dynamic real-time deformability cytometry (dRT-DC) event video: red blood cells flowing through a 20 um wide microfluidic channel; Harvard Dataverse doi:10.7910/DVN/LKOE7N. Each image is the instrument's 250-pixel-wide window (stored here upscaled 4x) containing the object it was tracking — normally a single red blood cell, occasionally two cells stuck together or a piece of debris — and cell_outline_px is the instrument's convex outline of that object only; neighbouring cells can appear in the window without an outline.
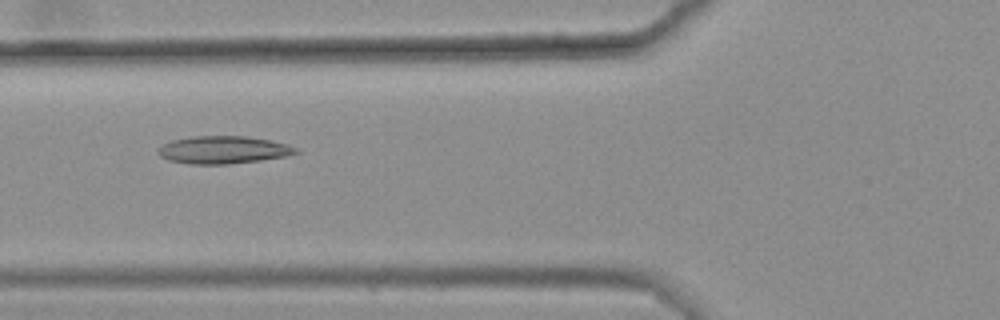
{"species": "common noctule bat (a hibernating species)", "species_latin": "Nyctalus noctula", "temperature_condition": "warm", "stored_images_in_passage": 8, "camera_frame_rate_fps": 3000, "um_per_image_px": 0.085, "animal": {"sex": "female", "body_mass_g": 25.1}, "frame": {"image": 1, "passage_image": 6, "time_ms": 1.667, "image_size_px": [1000, 320], "cell_outline_px": [[300, 152], [284, 156], [260, 160], [228, 164], [188, 164], [168, 160], [160, 156], [156, 152], [164, 144], [172, 140], [192, 136], [248, 136], [288, 144], [296, 148]], "centroid_in_image_um": [18.96, 12.74], "position_along_channel_um": 106.8, "area_um2": 22.08}}
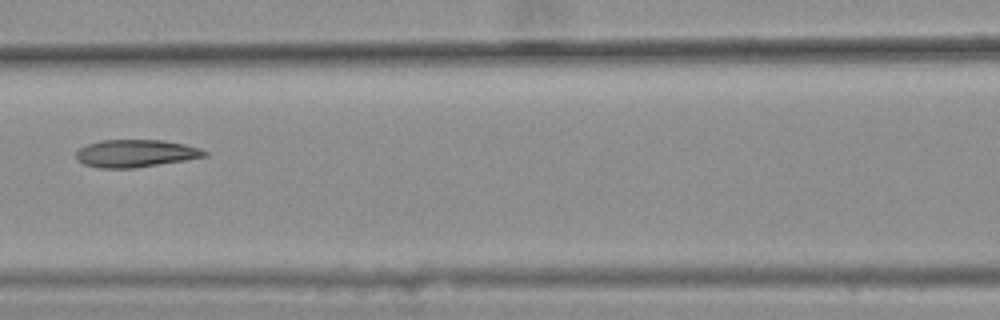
{"frame": {"image": 2, "passage_image": 7, "time_ms": 2.0, "image_size_px": [1000, 320], "cell_outline_px": [[208, 156], [184, 160], [132, 168], [100, 168], [84, 164], [76, 160], [76, 152], [80, 148], [88, 144], [100, 140], [164, 140], [184, 144], [200, 148], [208, 152]], "centroid_in_image_um": [11.52, 13.03], "position_along_channel_um": 155.1, "area_um2": 20.52}}
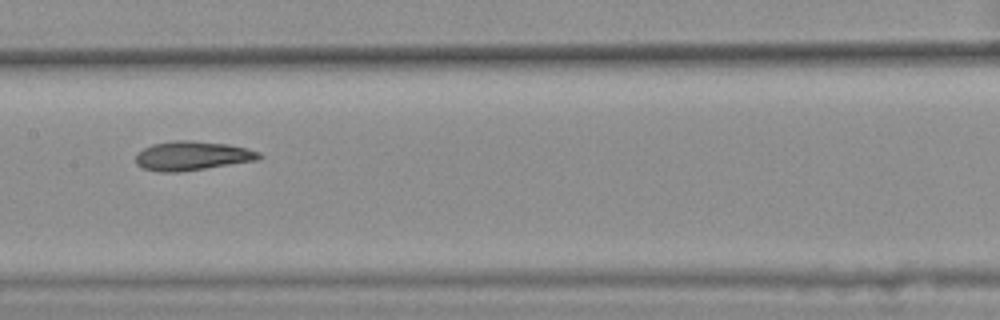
{"frame": {"image": 3, "passage_image": 8, "time_ms": 2.333, "image_size_px": [1000, 320], "cell_outline_px": [[264, 156], [256, 160], [180, 172], [160, 172], [144, 168], [136, 164], [136, 152], [152, 144], [176, 140], [192, 140], [228, 144], [248, 148], [260, 152]], "centroid_in_image_um": [16.33, 13.23], "position_along_channel_um": 191.1, "area_um2": 20.98}}